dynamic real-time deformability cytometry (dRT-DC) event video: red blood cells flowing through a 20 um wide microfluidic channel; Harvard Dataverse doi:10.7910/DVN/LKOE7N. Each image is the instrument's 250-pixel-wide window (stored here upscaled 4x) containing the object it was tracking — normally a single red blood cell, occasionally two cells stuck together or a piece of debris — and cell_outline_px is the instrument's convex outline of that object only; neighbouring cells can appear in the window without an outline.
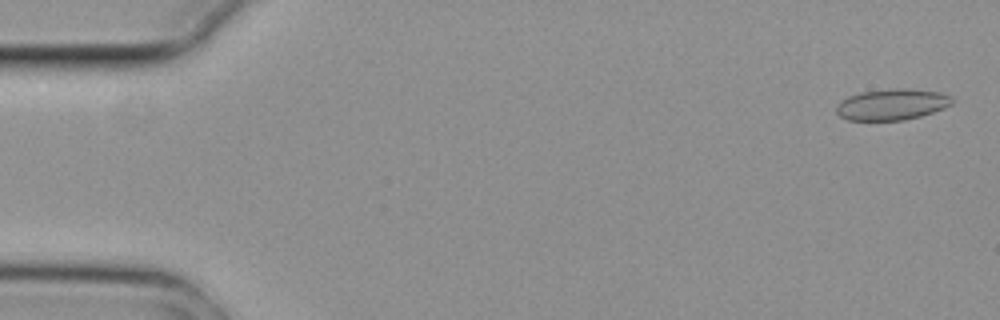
{"species": "common noctule bat (a hibernating species)", "species_latin": "Nyctalus noctula", "temperature_condition": "cold", "stored_images_in_passage": 5, "camera_frame_rate_fps": 3000, "um_per_image_px": 0.085, "animal": {"sex": "female", "body_mass_g": 29.2, "forearm_length_mm": 56.3}, "frame": {"image": 1, "passage_image": 1, "time_ms": 0.0, "image_size_px": [1000, 320], "cell_outline_px": [[952, 104], [944, 108], [920, 116], [904, 120], [848, 120], [840, 116], [836, 112], [836, 104], [840, 100], [848, 96], [860, 92], [896, 88], [904, 88], [940, 92], [952, 96]], "centroid_in_image_um": [75.79, 8.87], "position_along_channel_um": 9.2, "area_um2": 21.04}}
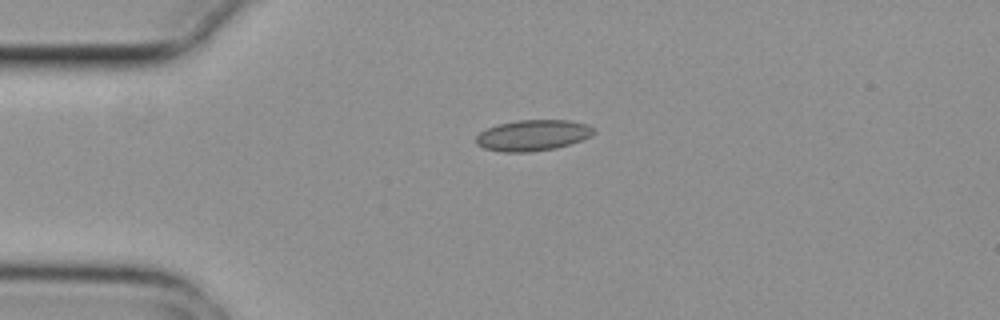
{"frame": {"image": 2, "passage_image": 4, "time_ms": 1.0, "image_size_px": [1000, 320], "cell_outline_px": [[596, 132], [592, 136], [556, 148], [528, 152], [504, 152], [484, 148], [476, 144], [476, 136], [480, 132], [496, 124], [516, 120], [572, 120], [588, 124], [596, 128]], "centroid_in_image_um": [45.31, 11.49], "position_along_channel_um": 39.7, "area_um2": 21.39}}